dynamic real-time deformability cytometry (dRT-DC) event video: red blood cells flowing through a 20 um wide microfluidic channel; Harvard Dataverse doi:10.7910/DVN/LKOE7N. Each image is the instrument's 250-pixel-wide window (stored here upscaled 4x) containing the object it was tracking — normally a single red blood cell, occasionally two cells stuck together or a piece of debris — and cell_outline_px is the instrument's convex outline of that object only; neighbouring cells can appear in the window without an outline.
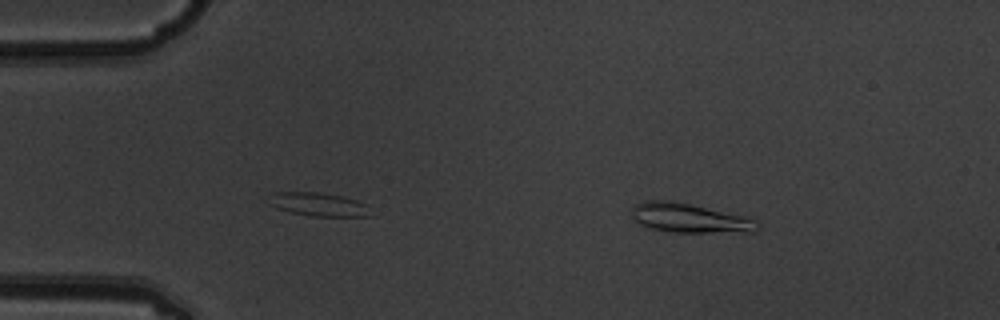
{"species": "common noctule bat (a hibernating species)", "species_latin": "Nyctalus noctula", "temperature_condition": "warm", "stored_images_in_passage": 4, "camera_frame_rate_fps": 3000, "um_per_image_px": 0.085, "animal": {"sex": "male", "body_mass_g": 19.5, "forearm_length_mm": 54.6}, "frame": {"image": 1, "passage_image": 4, "time_ms": 1.0, "image_size_px": [1000, 320], "cell_outline_px": [[756, 228], [752, 232], [668, 232], [648, 228], [640, 224], [632, 216], [632, 208], [636, 204], [644, 200], [672, 200], [756, 216]], "centroid_in_image_um": [58.67, 18.51], "position_along_channel_um": 26.3, "area_um2": 22.14}}